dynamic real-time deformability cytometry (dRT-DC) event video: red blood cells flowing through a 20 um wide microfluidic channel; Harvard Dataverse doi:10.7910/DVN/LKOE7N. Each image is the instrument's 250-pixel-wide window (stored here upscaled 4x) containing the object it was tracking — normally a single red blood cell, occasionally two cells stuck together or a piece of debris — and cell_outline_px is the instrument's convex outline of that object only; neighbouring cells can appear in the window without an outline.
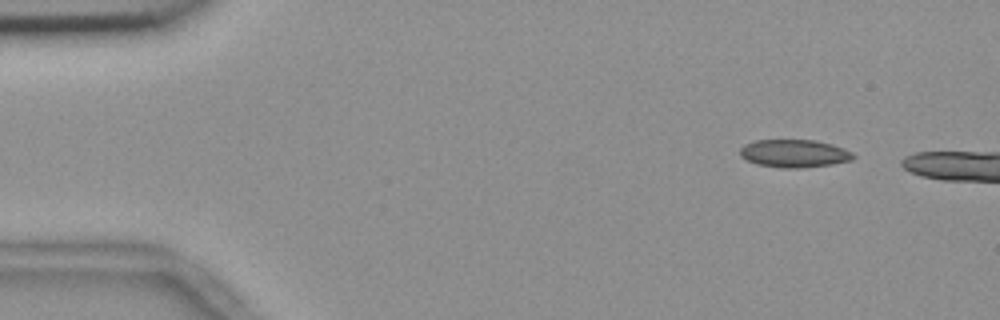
{"species": "common noctule bat (a hibernating species)", "species_latin": "Nyctalus noctula", "temperature_condition": "room temperature", "stored_images_in_passage": 5, "camera_frame_rate_fps": 3000, "um_per_image_px": 0.085, "animal": {"sex": "female", "body_mass_g": 18.4}, "frame": {"image": 1, "passage_image": 1, "time_ms": 0.0, "image_size_px": [1000, 320], "cell_outline_px": [[856, 156], [852, 160], [832, 164], [804, 168], [784, 168], [756, 164], [740, 156], [740, 148], [744, 144], [756, 140], [816, 140], [832, 144], [844, 148], [852, 152]], "centroid_in_image_um": [67.53, 13.04], "position_along_channel_um": 17.5, "area_um2": 18.5}}
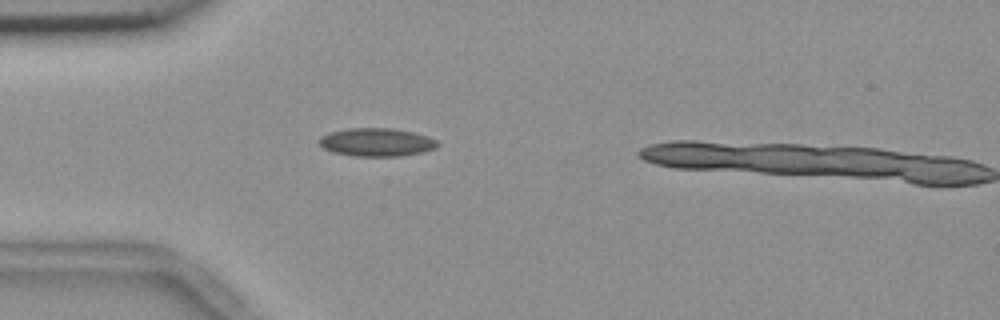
{"frame": {"image": 2, "passage_image": 4, "time_ms": 1.0, "image_size_px": [1000, 320], "cell_outline_px": [[440, 144], [436, 148], [424, 152], [400, 156], [352, 156], [332, 152], [324, 148], [316, 140], [320, 136], [328, 132], [348, 128], [392, 128], [412, 132], [428, 136], [436, 140]], "centroid_in_image_um": [31.99, 12.09], "position_along_channel_um": 53.0, "area_um2": 19.71}}